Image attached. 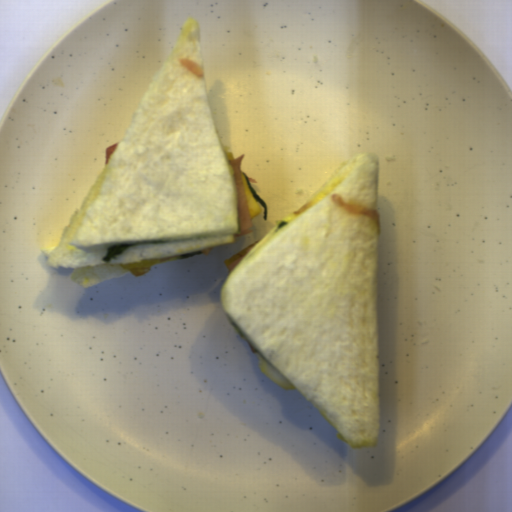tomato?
Here are the masks:
<instances>
[{
  "mask_svg": "<svg viewBox=\"0 0 512 512\" xmlns=\"http://www.w3.org/2000/svg\"><path fill=\"white\" fill-rule=\"evenodd\" d=\"M202 253H204V252L196 250V251L184 254V255H180L179 259H184V258H188V257H196V256H198V255H200Z\"/></svg>",
  "mask_w": 512,
  "mask_h": 512,
  "instance_id": "tomato-1",
  "label": "tomato"
}]
</instances>
